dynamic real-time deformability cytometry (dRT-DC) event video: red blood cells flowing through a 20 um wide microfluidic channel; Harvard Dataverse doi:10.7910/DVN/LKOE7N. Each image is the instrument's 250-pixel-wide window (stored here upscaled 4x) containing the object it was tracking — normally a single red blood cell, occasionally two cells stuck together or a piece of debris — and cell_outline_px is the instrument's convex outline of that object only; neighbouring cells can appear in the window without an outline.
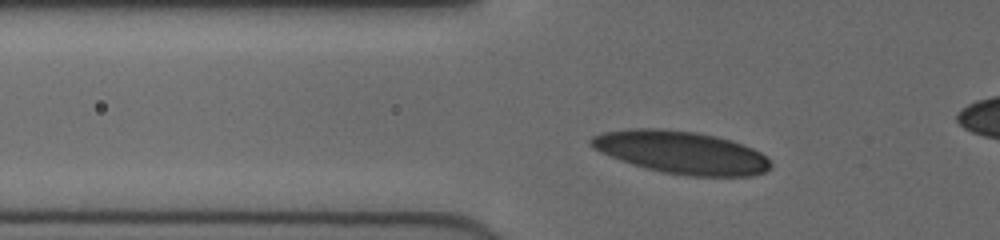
{"species": "human", "species_latin": "Homo sapiens", "temperature_condition": "cold", "stored_images_in_passage": 39, "camera_frame_rate_fps": 3000, "um_per_image_px": 0.085, "donor": {"sex": "female"}, "frame": {"image": 1, "passage_image": 11, "time_ms": 3.333, "image_size_px": [1000, 240], "cell_outline_px": [[772, 168], [764, 172], [752, 176], [688, 176], [664, 172], [632, 164], [620, 160], [600, 152], [588, 144], [588, 140], [592, 136], [604, 132], [632, 128], [660, 128], [696, 132], [716, 136], [752, 148], [760, 152], [772, 164]], "centroid_in_image_um": [57.89, 12.95], "position_along_channel_um": 67.9, "area_um2": 44.45}}
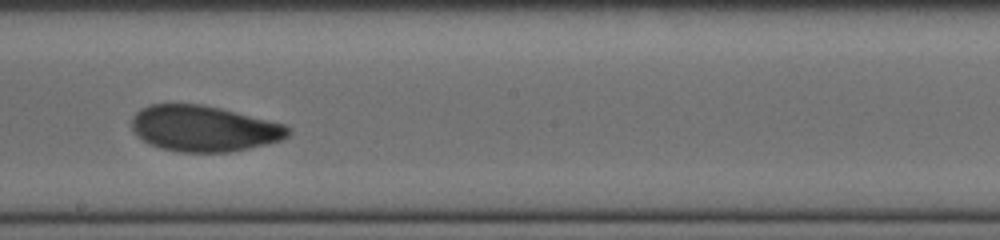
{"frame": {"image": 2, "passage_image": 24, "time_ms": 7.667, "image_size_px": [1000, 240], "cell_outline_px": [[292, 132], [288, 136], [280, 140], [248, 148], [228, 152], [180, 152], [160, 148], [148, 144], [136, 136], [132, 128], [132, 116], [140, 108], [152, 104], [204, 104], [284, 124], [292, 128]], "centroid_in_image_um": [17.29, 10.92], "position_along_channel_um": 230.9, "area_um2": 41.91}}
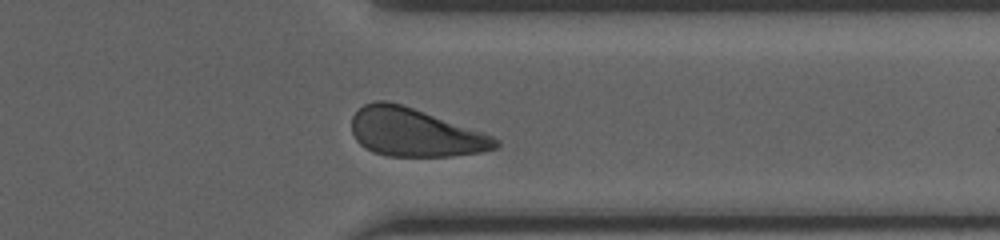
{"frame": {"image": 3, "passage_image": 35, "time_ms": 11.333, "image_size_px": [1000, 240], "cell_outline_px": [[500, 148], [480, 152], [452, 156], [388, 156], [372, 152], [364, 148], [356, 140], [352, 132], [352, 116], [364, 104], [376, 100], [384, 100], [400, 104], [484, 132], [500, 140]], "centroid_in_image_um": [35.27, 11.27], "position_along_channel_um": 376.1, "area_um2": 40.4}, "authors_computed_cell_mechanics": {"area_um2": 41.3848, "velocity_mm_per_s": 3.9643, "shape_relaxation_time_tau1_ms": 3.0943, "shape_relaxation_time_tau2_ms": 2.1493, "deformation_change_tau1": 0.1091, "deformation_change_tau2": 0.0752}}